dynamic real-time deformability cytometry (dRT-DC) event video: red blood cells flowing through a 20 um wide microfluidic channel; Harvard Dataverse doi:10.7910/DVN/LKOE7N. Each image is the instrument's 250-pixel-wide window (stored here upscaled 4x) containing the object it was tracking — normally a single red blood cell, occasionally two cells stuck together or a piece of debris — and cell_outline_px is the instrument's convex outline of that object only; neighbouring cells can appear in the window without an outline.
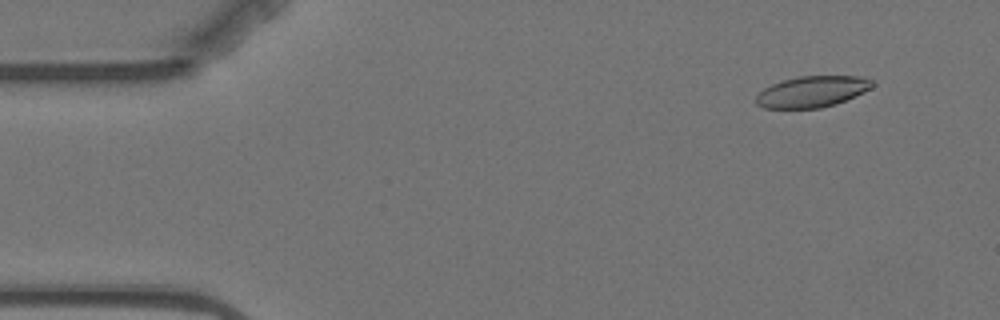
{"species": "Egyptian fruit bat (a non-hibernating species)", "species_latin": "Rousettus aegyptiacus", "temperature_condition": "warm", "stored_images_in_passage": 5, "camera_frame_rate_fps": 3000, "um_per_image_px": 0.085, "animal": {"sex": "female"}, "frame": {"image": 1, "passage_image": 2, "time_ms": 1.0, "image_size_px": [1000, 320], "cell_outline_px": [[876, 84], [872, 88], [864, 92], [836, 104], [820, 108], [764, 108], [756, 104], [756, 96], [764, 88], [772, 84], [796, 76], [860, 76], [876, 80]], "centroid_in_image_um": [69.08, 7.78], "position_along_channel_um": 15.9, "area_um2": 21.27}}
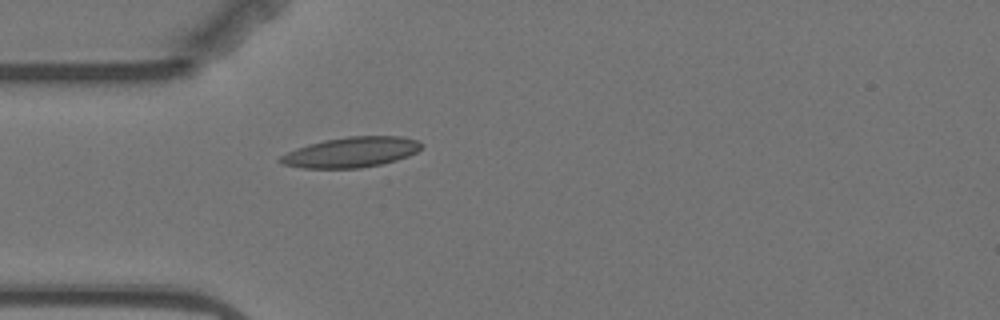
{"frame": {"image": 2, "passage_image": 5, "time_ms": 4.667, "image_size_px": [1000, 320], "cell_outline_px": [[424, 144], [416, 152], [408, 156], [396, 160], [380, 164], [360, 168], [300, 168], [284, 164], [276, 160], [280, 156], [296, 148], [308, 144], [324, 140], [348, 136], [404, 136], [420, 140]], "centroid_in_image_um": [29.87, 12.93], "position_along_channel_um": 55.1, "area_um2": 25.03}}